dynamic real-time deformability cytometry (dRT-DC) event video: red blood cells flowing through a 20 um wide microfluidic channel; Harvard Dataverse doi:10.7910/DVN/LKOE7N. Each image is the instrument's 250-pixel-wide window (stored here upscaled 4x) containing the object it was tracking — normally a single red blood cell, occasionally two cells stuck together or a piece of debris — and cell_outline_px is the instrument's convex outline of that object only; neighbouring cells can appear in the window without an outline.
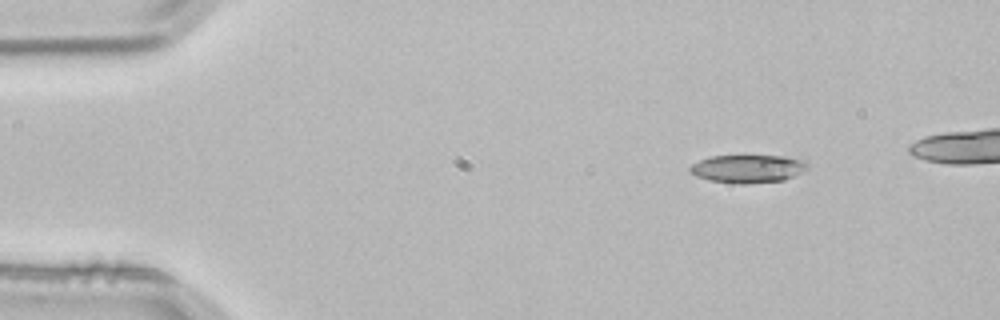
{"species": "common noctule bat (a hibernating species)", "species_latin": "Nyctalus noctula", "temperature_condition": "room temperature", "stored_images_in_passage": 2, "camera_frame_rate_fps": 3000, "um_per_image_px": 0.085, "animal": {"sex": "male", "body_mass_g": 21.5, "forearm_length_mm": 52.0}, "frame": {"image": 1, "passage_image": 2, "time_ms": 0.333, "image_size_px": [1000, 320], "cell_outline_px": [[808, 168], [784, 180], [748, 184], [740, 184], [708, 180], [696, 176], [688, 172], [688, 168], [692, 164], [700, 160], [712, 156], [744, 152], [788, 156], [800, 160], [808, 164]], "centroid_in_image_um": [63.52, 14.28], "position_along_channel_um": 21.5, "area_um2": 20.23}}